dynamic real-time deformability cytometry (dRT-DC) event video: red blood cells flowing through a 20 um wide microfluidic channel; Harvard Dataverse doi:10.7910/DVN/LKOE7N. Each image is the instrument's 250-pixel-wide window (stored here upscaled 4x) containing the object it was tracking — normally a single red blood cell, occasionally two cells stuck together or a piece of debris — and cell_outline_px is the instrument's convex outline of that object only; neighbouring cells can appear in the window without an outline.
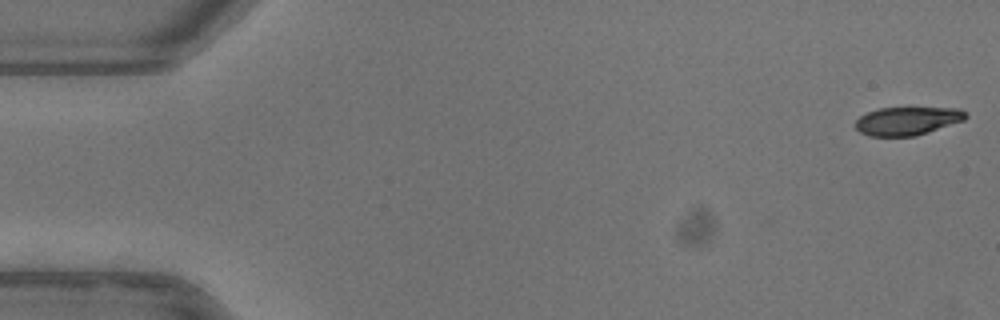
{"species": "common noctule bat (a hibernating species)", "species_latin": "Nyctalus noctula", "temperature_condition": "warm", "stored_images_in_passage": 42, "camera_frame_rate_fps": 3000, "um_per_image_px": 0.085, "animal": {"sex": "female"}, "frame": {"image": 1, "passage_image": 1, "time_ms": 0.0, "image_size_px": [1000, 320], "cell_outline_px": [[968, 116], [964, 120], [916, 136], [868, 136], [860, 132], [856, 128], [856, 120], [860, 116], [868, 112], [880, 108], [960, 108]], "centroid_in_image_um": [77.12, 10.28], "position_along_channel_um": 7.9, "area_um2": 18.03}}
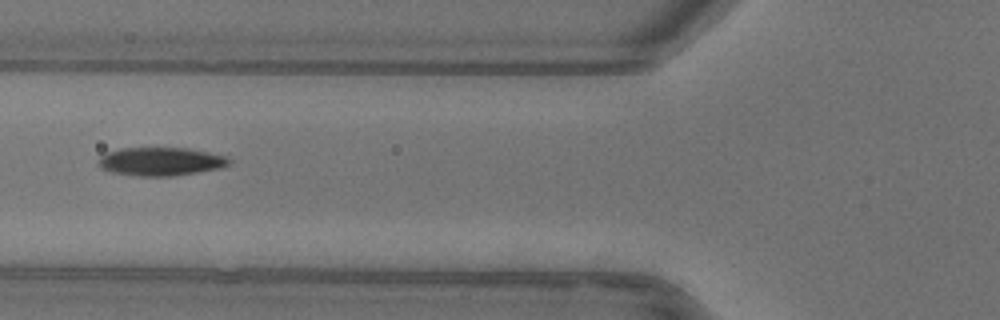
{"frame": {"image": 2, "passage_image": 20, "time_ms": 6.333, "image_size_px": [1000, 320], "cell_outline_px": [[232, 164], [224, 168], [172, 176], [136, 176], [112, 172], [100, 168], [96, 164], [96, 160], [100, 156], [108, 152], [120, 148], [188, 148], [228, 156], [232, 160]], "centroid_in_image_um": [13.69, 13.73], "position_along_channel_um": 112.1, "area_um2": 22.02}}
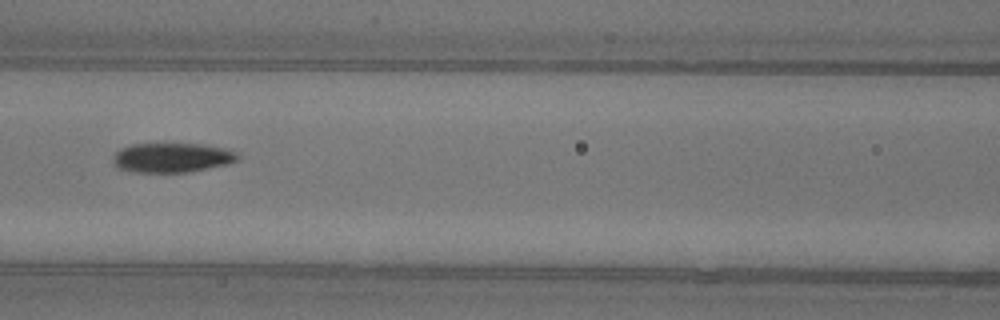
{"frame": {"image": 3, "passage_image": 23, "time_ms": 7.333, "image_size_px": [1000, 320], "cell_outline_px": [[240, 156], [236, 160], [228, 164], [184, 172], [136, 172], [120, 168], [112, 160], [112, 156], [120, 148], [128, 144], [204, 144], [228, 148], [236, 152]], "centroid_in_image_um": [14.63, 13.38], "position_along_channel_um": 152.0, "area_um2": 21.39}, "authors_computed_cell_mechanics": {"area_um2": 21.7617, "velocity_mm_per_s": 3.9461, "shape_relaxation_time_tau1_ms": 3.4301, "shape_relaxation_time_tau2_ms": 2.9656, "deformation_change_tau1": 0.1551, "deformation_change_tau2": 0.0781}}